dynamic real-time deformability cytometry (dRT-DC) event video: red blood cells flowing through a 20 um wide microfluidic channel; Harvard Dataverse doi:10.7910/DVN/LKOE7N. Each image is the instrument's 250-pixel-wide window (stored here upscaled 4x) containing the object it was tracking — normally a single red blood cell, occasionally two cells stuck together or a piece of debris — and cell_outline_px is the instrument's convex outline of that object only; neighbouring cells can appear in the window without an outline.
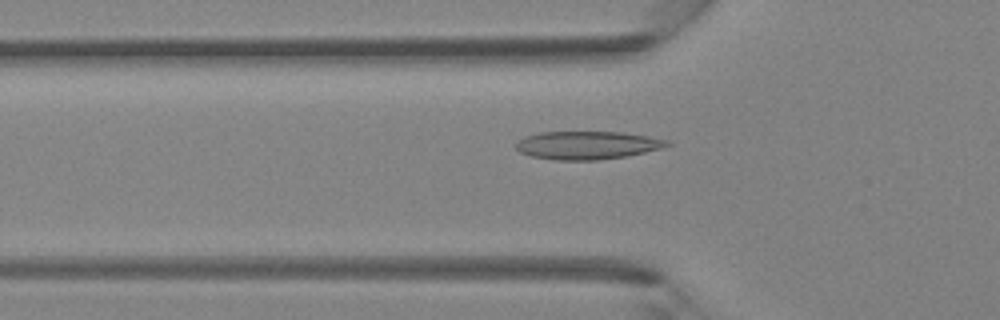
{"species": "Egyptian fruit bat (a non-hibernating species)", "species_latin": "Rousettus aegyptiacus", "temperature_condition": "room temperature", "stored_images_in_passage": 44, "camera_frame_rate_fps": 3000, "um_per_image_px": 0.085, "animal": {"sex": "female"}, "frame": {"image": 1, "passage_image": 15, "time_ms": 4.667, "image_size_px": [1000, 320], "cell_outline_px": [[672, 144], [660, 148], [628, 156], [596, 160], [556, 160], [532, 156], [520, 152], [516, 148], [516, 144], [524, 136], [540, 132], [620, 132], [648, 136], [668, 140]], "centroid_in_image_um": [49.92, 12.34], "position_along_channel_um": 75.9, "area_um2": 24.62}}
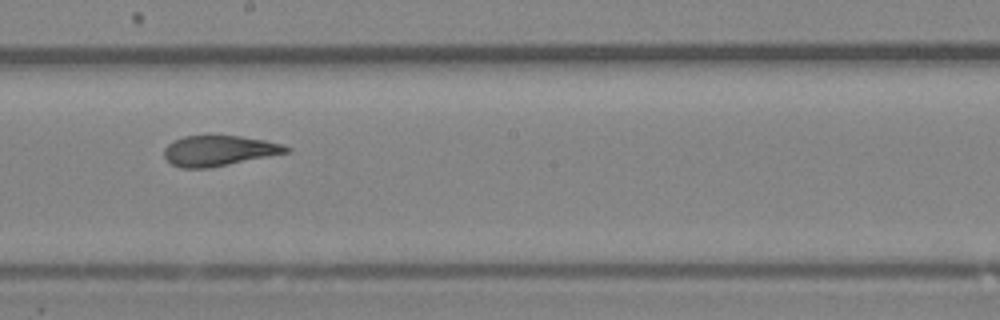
{"frame": {"image": 2, "passage_image": 25, "time_ms": 8.0, "image_size_px": [1000, 320], "cell_outline_px": [[292, 152], [208, 168], [180, 168], [172, 164], [164, 156], [164, 148], [168, 144], [184, 136], [240, 136], [264, 140], [280, 144], [292, 148]], "centroid_in_image_um": [18.63, 12.82], "position_along_channel_um": 229.6, "area_um2": 21.5}}
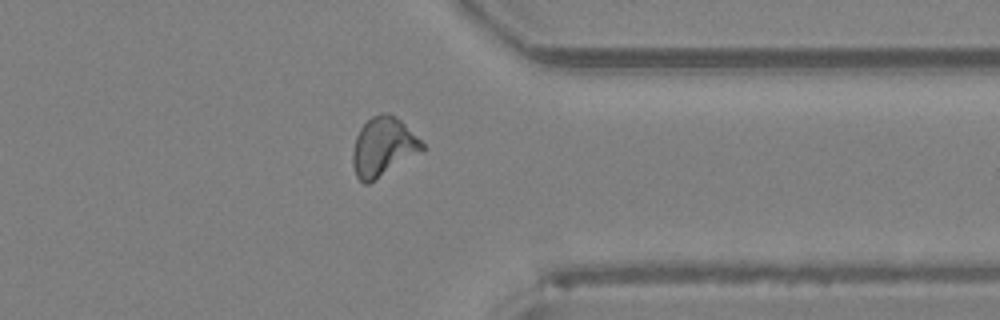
{"frame": {"image": 3, "passage_image": 35, "time_ms": 11.333, "image_size_px": [1000, 320], "cell_outline_px": [[428, 148], [368, 184], [364, 184], [356, 176], [352, 164], [352, 152], [356, 136], [360, 128], [372, 116], [380, 112], [388, 112], [400, 120]], "centroid_in_image_um": [32.56, 12.48], "position_along_channel_um": 378.8, "area_um2": 23.81}}